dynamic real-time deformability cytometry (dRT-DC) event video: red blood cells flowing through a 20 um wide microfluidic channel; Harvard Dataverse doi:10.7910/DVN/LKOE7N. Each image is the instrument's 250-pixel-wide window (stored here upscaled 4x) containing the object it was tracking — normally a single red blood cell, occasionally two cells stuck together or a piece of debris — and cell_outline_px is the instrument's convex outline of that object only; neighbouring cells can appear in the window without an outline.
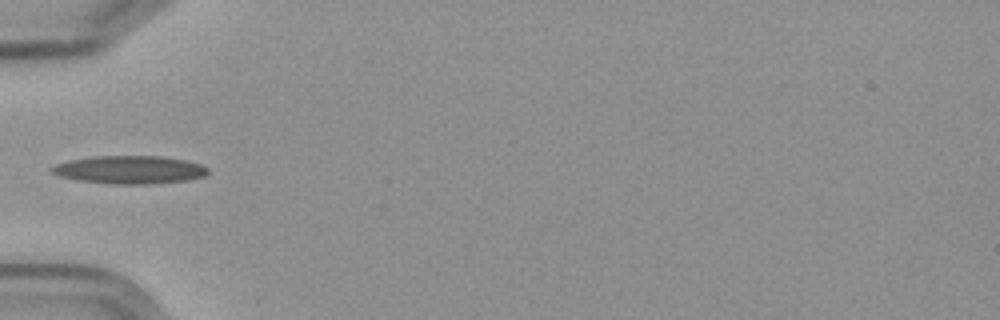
{"species": "Egyptian fruit bat (a non-hibernating species)", "species_latin": "Rousettus aegyptiacus", "temperature_condition": "cold", "stored_images_in_passage": 5, "camera_frame_rate_fps": 3000, "um_per_image_px": 0.085, "frame": {"image": 1, "passage_image": 5, "time_ms": 4.667, "image_size_px": [1000, 320], "cell_outline_px": [[208, 172], [204, 176], [188, 180], [148, 184], [112, 184], [76, 180], [60, 176], [52, 172], [48, 168], [56, 164], [68, 160], [96, 156], [160, 156], [184, 160], [200, 164], [208, 168]], "centroid_in_image_um": [10.99, 14.43], "position_along_channel_um": 74.0, "area_um2": 25.49}}